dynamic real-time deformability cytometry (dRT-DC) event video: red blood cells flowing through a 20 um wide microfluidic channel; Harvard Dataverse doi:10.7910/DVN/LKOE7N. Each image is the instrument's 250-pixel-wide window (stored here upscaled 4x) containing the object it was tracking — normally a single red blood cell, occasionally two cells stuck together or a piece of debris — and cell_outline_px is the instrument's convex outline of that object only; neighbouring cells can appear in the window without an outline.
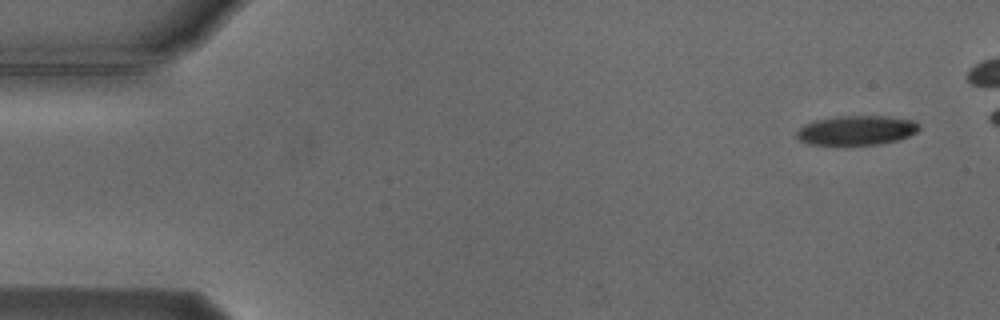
{"species": "Egyptian fruit bat (a non-hibernating species)", "species_latin": "Rousettus aegyptiacus", "temperature_condition": "cold", "stored_images_in_passage": 5, "camera_frame_rate_fps": 3000, "um_per_image_px": 0.085, "animal": {"sex": "male"}, "frame": {"image": 1, "passage_image": 1, "time_ms": 0.0, "image_size_px": [1000, 320], "cell_outline_px": [[920, 128], [916, 132], [908, 136], [896, 140], [876, 144], [804, 144], [796, 136], [796, 132], [804, 124], [816, 120], [836, 116], [884, 116], [912, 120]], "centroid_in_image_um": [72.75, 11.07], "position_along_channel_um": 12.2, "area_um2": 20.69}}